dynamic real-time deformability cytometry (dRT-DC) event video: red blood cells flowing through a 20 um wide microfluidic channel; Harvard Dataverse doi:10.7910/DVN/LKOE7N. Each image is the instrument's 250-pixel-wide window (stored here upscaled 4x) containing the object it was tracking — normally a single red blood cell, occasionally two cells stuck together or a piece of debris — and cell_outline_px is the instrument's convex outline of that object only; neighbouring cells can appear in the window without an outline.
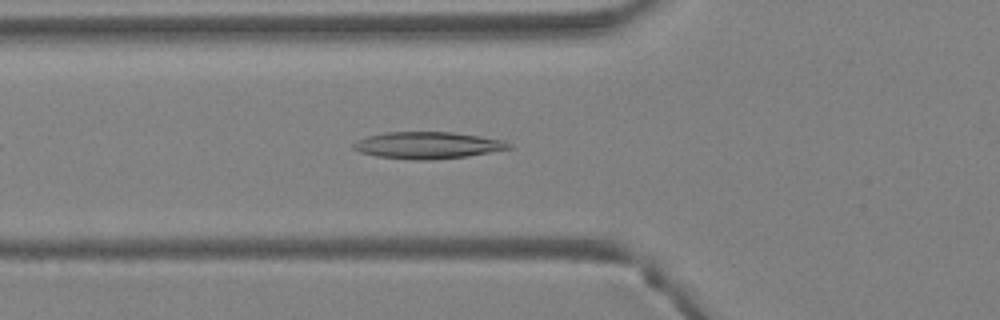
{"species": "Egyptian fruit bat (a non-hibernating species)", "species_latin": "Rousettus aegyptiacus", "temperature_condition": "warm", "stored_images_in_passage": 30, "camera_frame_rate_fps": 3000, "um_per_image_px": 0.085, "animal": {"sex": "female"}, "frame": {"image": 1, "passage_image": 6, "time_ms": 1.667, "image_size_px": [1000, 320], "cell_outline_px": [[512, 148], [468, 156], [432, 160], [416, 160], [376, 156], [360, 152], [352, 148], [352, 144], [368, 136], [388, 132], [452, 132], [480, 136], [504, 140], [512, 144]], "centroid_in_image_um": [36.39, 12.35], "position_along_channel_um": 89.4, "area_um2": 24.22}}
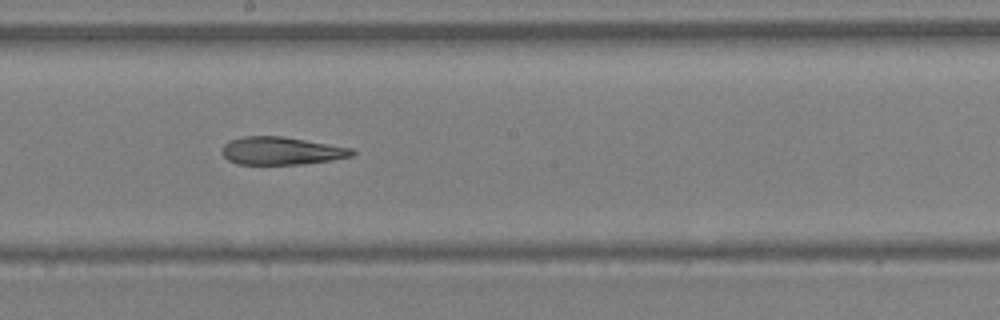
{"frame": {"image": 2, "passage_image": 14, "time_ms": 4.333, "image_size_px": [1000, 320], "cell_outline_px": [[356, 152], [352, 156], [332, 160], [300, 164], [236, 164], [228, 160], [220, 152], [224, 144], [232, 140], [244, 136], [284, 136], [352, 148]], "centroid_in_image_um": [23.91, 12.82], "position_along_channel_um": 224.3, "area_um2": 21.1}}
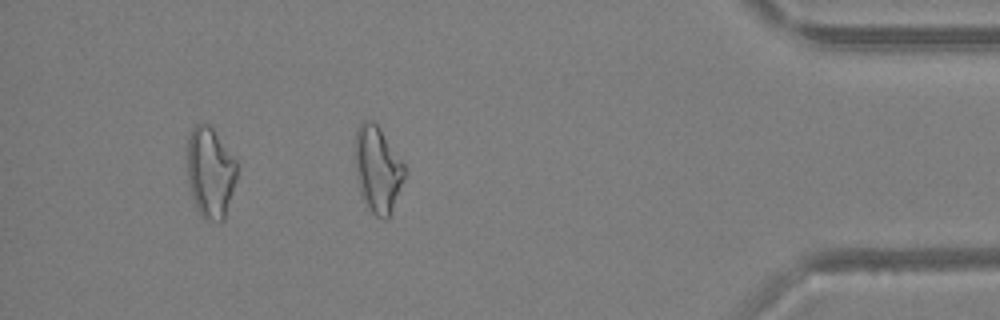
{"frame": {"image": 3, "passage_image": 27, "time_ms": 8.667, "image_size_px": [1000, 320], "cell_outline_px": [[236, 180], [224, 220], [204, 220], [200, 216], [196, 208], [188, 184], [188, 136], [192, 128], [196, 124], [208, 124], [212, 128], [236, 160]], "centroid_in_image_um": [17.86, 14.68], "position_along_channel_um": 417.3, "area_um2": 26.07}}